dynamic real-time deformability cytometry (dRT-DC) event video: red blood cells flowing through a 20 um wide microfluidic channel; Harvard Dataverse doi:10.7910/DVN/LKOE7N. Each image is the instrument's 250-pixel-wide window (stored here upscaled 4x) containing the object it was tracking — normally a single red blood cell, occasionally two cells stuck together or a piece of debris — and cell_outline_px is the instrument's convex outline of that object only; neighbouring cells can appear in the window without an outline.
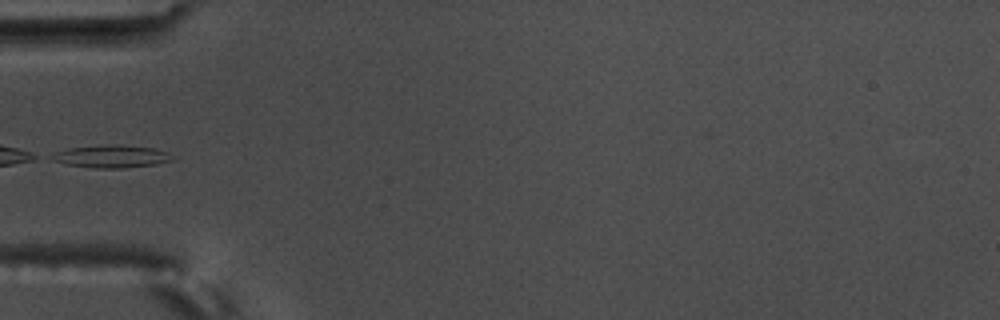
{"species": "common noctule bat (a hibernating species)", "species_latin": "Nyctalus noctula", "temperature_condition": "warm", "stored_images_in_passage": 1, "camera_frame_rate_fps": 3000, "um_per_image_px": 0.085, "animal": {"sex": "male", "body_mass_g": 17.5, "forearm_length_mm": 52.3}, "frame": {"image": 1, "passage_image": 1, "time_ms": 0.0, "image_size_px": [1000, 320], "cell_outline_px": [[176, 160], [156, 164], [124, 168], [96, 168], [68, 164], [52, 160], [48, 156], [56, 152], [68, 148], [112, 144], [120, 144], [152, 148], [168, 152]], "centroid_in_image_um": [9.5, 13.29], "position_along_channel_um": 75.5, "area_um2": 15.9}}